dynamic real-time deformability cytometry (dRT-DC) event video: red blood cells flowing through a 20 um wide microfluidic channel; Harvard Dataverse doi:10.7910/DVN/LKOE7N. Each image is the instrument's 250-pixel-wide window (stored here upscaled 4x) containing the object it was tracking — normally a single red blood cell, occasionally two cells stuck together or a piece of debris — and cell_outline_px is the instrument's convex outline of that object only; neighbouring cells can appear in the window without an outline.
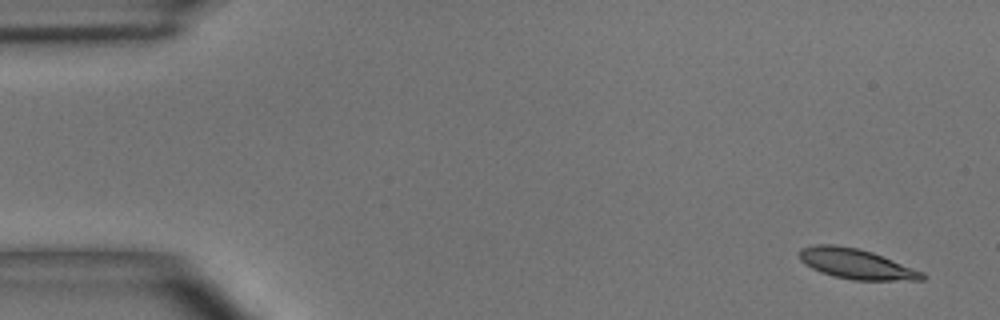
{"species": "common noctule bat (a hibernating species)", "species_latin": "Nyctalus noctula", "temperature_condition": "room temperature", "stored_images_in_passage": 8, "camera_frame_rate_fps": 3000, "um_per_image_px": 0.085, "animal": {"sex": "male", "body_mass_g": 15.6}, "frame": {"image": 1, "passage_image": 1, "time_ms": 0.0, "image_size_px": [1000, 320], "cell_outline_px": [[928, 276], [924, 280], [852, 280], [820, 272], [804, 264], [800, 260], [800, 248], [812, 244], [836, 244], [860, 248], [872, 252], [924, 272]], "centroid_in_image_um": [72.77, 22.42], "position_along_channel_um": 12.2, "area_um2": 21.73}}
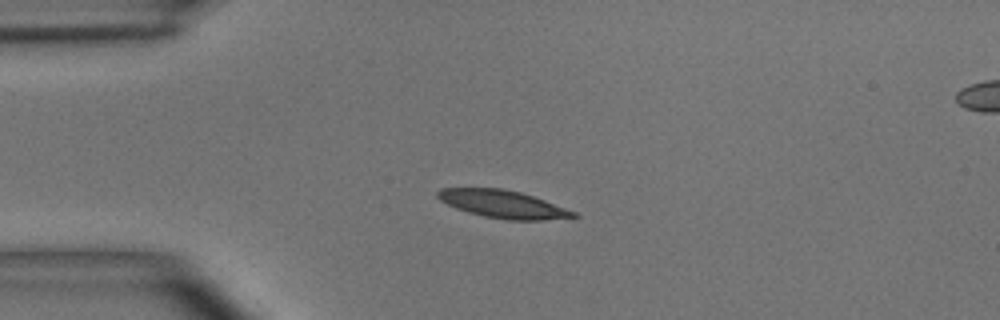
{"frame": {"image": 2, "passage_image": 4, "time_ms": 3.333, "image_size_px": [1000, 320], "cell_outline_px": [[580, 216], [544, 220], [508, 220], [484, 216], [468, 212], [456, 208], [440, 200], [436, 196], [436, 192], [440, 188], [500, 188], [520, 192], [544, 200], [576, 212]], "centroid_in_image_um": [42.73, 17.35], "position_along_channel_um": 42.3, "area_um2": 21.73}}
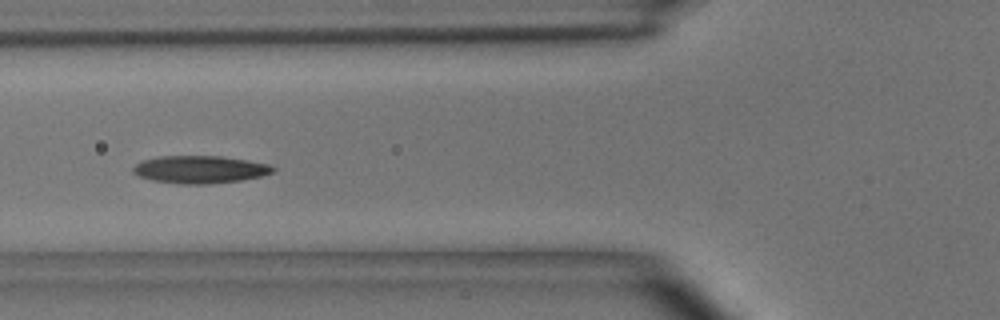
{"frame": {"image": 3, "passage_image": 6, "time_ms": 5.667, "image_size_px": [1000, 320], "cell_outline_px": [[276, 168], [272, 172], [260, 176], [240, 180], [212, 184], [180, 184], [152, 180], [140, 176], [132, 172], [132, 168], [136, 164], [144, 160], [160, 156], [220, 156], [248, 160], [268, 164]], "centroid_in_image_um": [16.99, 14.4], "position_along_channel_um": 108.8, "area_um2": 22.37}}